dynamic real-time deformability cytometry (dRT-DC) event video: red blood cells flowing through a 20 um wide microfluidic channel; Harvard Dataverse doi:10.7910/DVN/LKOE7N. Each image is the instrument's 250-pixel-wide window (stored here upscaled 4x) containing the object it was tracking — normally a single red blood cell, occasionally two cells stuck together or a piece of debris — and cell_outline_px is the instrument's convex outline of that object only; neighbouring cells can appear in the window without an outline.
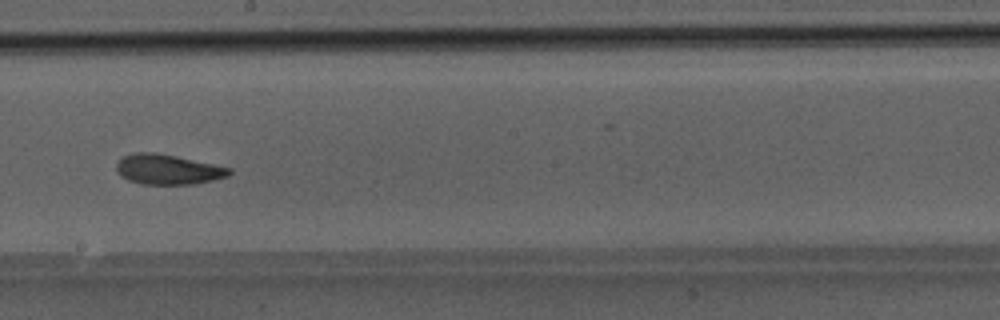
{"species": "Egyptian fruit bat (a non-hibernating species)", "species_latin": "Rousettus aegyptiacus", "temperature_condition": "room temperature", "stored_images_in_passage": 49, "camera_frame_rate_fps": 3000, "um_per_image_px": 0.085, "animal": {"sex": "male"}, "frame": {"image": 1, "passage_image": 28, "time_ms": 9.0, "image_size_px": [1000, 320], "cell_outline_px": [[232, 172], [228, 176], [196, 184], [144, 184], [128, 180], [120, 176], [116, 168], [116, 164], [120, 156], [136, 152], [156, 152], [176, 156], [232, 168]], "centroid_in_image_um": [14.24, 14.39], "position_along_channel_um": 234.0, "area_um2": 19.88}}